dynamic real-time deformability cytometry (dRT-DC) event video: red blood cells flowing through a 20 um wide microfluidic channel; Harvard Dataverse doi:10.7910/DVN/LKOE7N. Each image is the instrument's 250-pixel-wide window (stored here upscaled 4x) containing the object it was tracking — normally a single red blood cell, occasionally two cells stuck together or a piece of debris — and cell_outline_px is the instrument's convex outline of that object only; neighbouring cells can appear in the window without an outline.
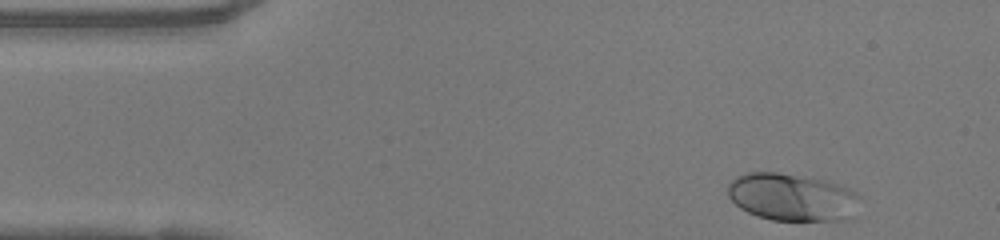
{"species": "human", "species_latin": "Homo sapiens", "temperature_condition": "warm", "stored_images_in_passage": 15, "camera_frame_rate_fps": 3000, "um_per_image_px": 0.085, "donor": {"sex": "female"}, "frame": {"image": 1, "passage_image": 2, "time_ms": 0.333, "image_size_px": [1000, 240], "cell_outline_px": [[856, 196], [844, 220], [772, 220], [756, 216], [740, 208], [728, 196], [728, 184], [736, 176], [748, 172], [776, 172], [812, 176], [848, 188], [856, 192]], "centroid_in_image_um": [67.18, 16.72], "position_along_channel_um": 17.8, "area_um2": 35.84}}
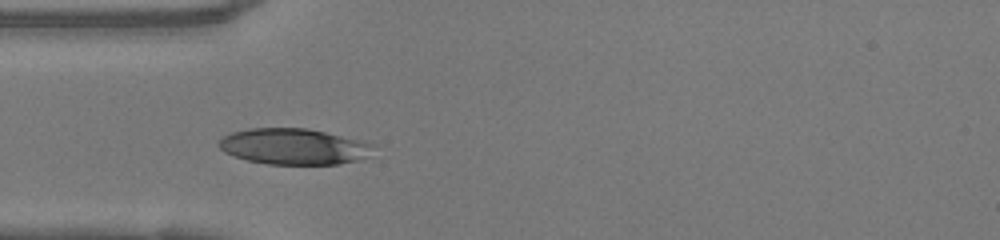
{"frame": {"image": 2, "passage_image": 11, "time_ms": 3.333, "image_size_px": [1000, 240], "cell_outline_px": [[376, 144], [368, 156], [356, 160], [336, 164], [268, 164], [248, 160], [224, 152], [216, 144], [224, 136], [232, 132], [248, 128], [304, 128], [368, 140]], "centroid_in_image_um": [25.02, 12.44], "position_along_channel_um": 60.0, "area_um2": 32.54}}
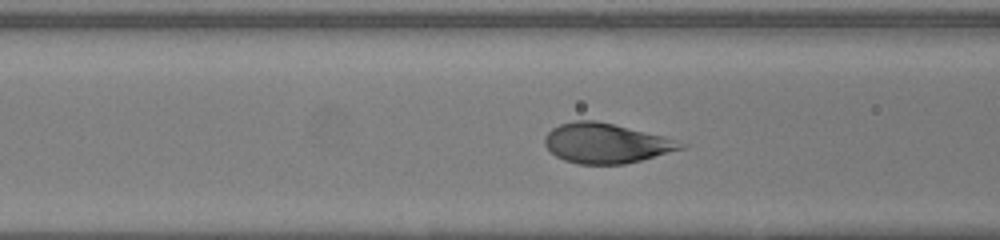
{"frame": {"image": 3, "passage_image": 15, "time_ms": 4.667, "image_size_px": [1000, 240], "cell_outline_px": [[688, 148], [624, 164], [580, 164], [564, 160], [556, 156], [544, 144], [544, 140], [548, 132], [552, 128], [560, 124], [572, 120], [596, 120], [664, 136], [688, 144]], "centroid_in_image_um": [51.54, 12.17], "position_along_channel_um": 115.1, "area_um2": 31.62}}